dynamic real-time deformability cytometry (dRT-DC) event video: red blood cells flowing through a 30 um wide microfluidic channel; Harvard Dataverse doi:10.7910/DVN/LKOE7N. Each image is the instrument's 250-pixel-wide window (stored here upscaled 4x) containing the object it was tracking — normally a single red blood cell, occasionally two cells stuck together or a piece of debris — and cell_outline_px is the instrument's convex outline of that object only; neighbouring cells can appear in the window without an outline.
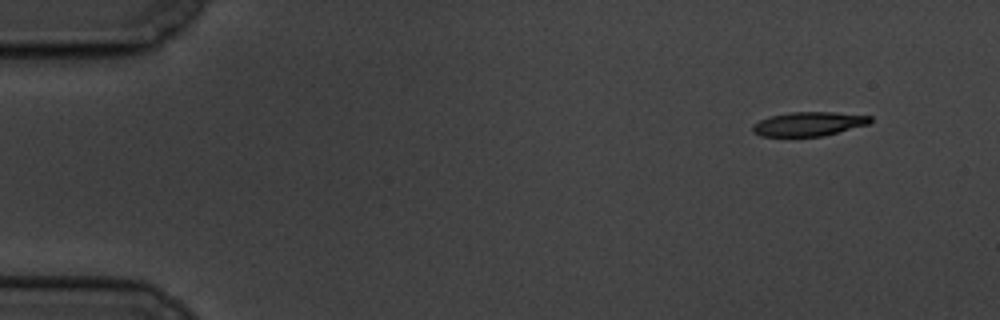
{"species": "common noctule bat (a hibernating species)", "species_latin": "Nyctalus noctula", "temperature_condition": "cold", "stored_images_in_passage": 10, "camera_frame_rate_fps": 3000, "um_per_image_px": 0.085, "animal": {"sex": "male", "body_mass_g": 19.5, "forearm_length_mm": 54.6}, "frame": {"image": 1, "passage_image": 1, "time_ms": 0.0, "image_size_px": [1000, 320], "cell_outline_px": [[872, 120], [868, 124], [824, 136], [760, 136], [752, 132], [752, 124], [760, 120], [772, 116], [788, 112], [832, 112], [872, 116]], "centroid_in_image_um": [68.72, 10.53], "position_along_channel_um": 16.3, "area_um2": 16.47}}
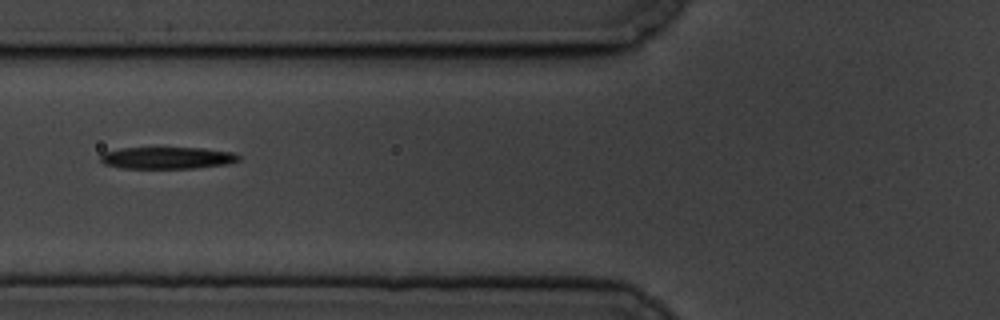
{"frame": {"image": 2, "passage_image": 6, "time_ms": 6.0, "image_size_px": [1000, 320], "cell_outline_px": [[240, 160], [228, 164], [192, 168], [120, 168], [104, 164], [100, 160], [100, 156], [104, 152], [120, 148], [204, 148], [232, 152], [240, 156]], "centroid_in_image_um": [14.21, 13.42], "position_along_channel_um": 111.6, "area_um2": 17.63}}
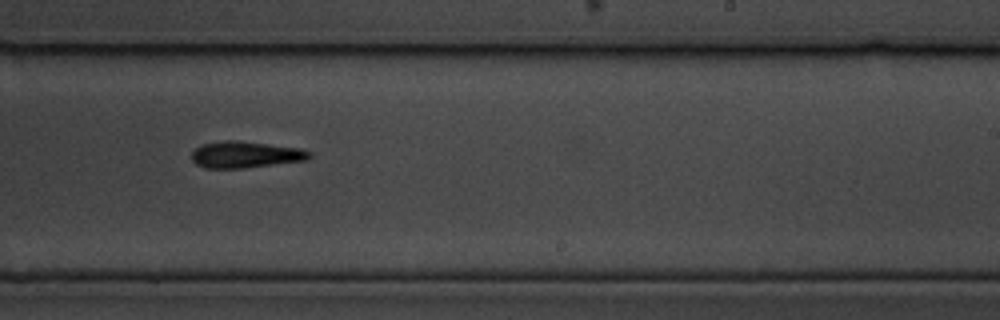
{"frame": {"image": 3, "passage_image": 10, "time_ms": 10.667, "image_size_px": [1000, 320], "cell_outline_px": [[312, 156], [308, 160], [244, 168], [204, 168], [196, 164], [192, 160], [192, 152], [200, 144], [224, 140], [236, 140], [300, 148], [312, 152]], "centroid_in_image_um": [20.86, 13.14], "position_along_channel_um": 268.1, "area_um2": 18.32}}